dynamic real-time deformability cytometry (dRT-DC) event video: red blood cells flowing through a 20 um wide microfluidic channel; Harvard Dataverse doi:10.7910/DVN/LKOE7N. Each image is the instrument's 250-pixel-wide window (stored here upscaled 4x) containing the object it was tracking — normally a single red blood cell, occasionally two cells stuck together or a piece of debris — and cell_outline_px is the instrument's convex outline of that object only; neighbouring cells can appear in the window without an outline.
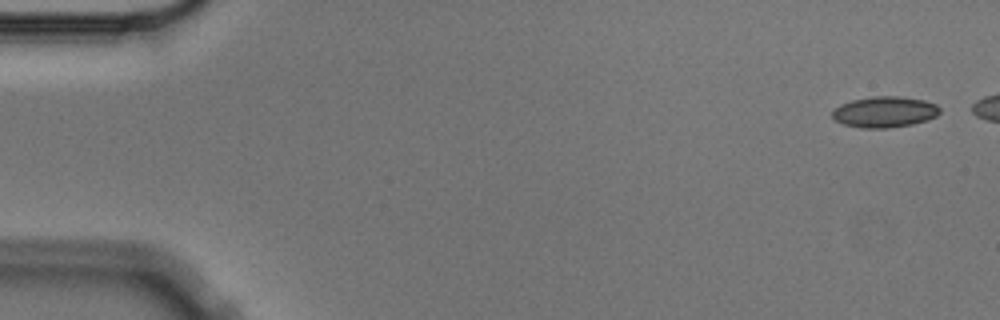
{"species": "Egyptian fruit bat (a non-hibernating species)", "species_latin": "Rousettus aegyptiacus", "temperature_condition": "cold", "stored_images_in_passage": 6, "camera_frame_rate_fps": 3000, "um_per_image_px": 0.085, "animal": {"sex": "male"}, "frame": {"image": 1, "passage_image": 1, "time_ms": 0.0, "image_size_px": [1000, 320], "cell_outline_px": [[940, 112], [936, 116], [928, 120], [912, 124], [888, 128], [860, 128], [844, 124], [836, 120], [832, 116], [832, 112], [840, 104], [852, 100], [872, 96], [900, 96], [924, 100], [936, 104], [940, 108]], "centroid_in_image_um": [75.21, 9.51], "position_along_channel_um": 9.8, "area_um2": 19.42}}
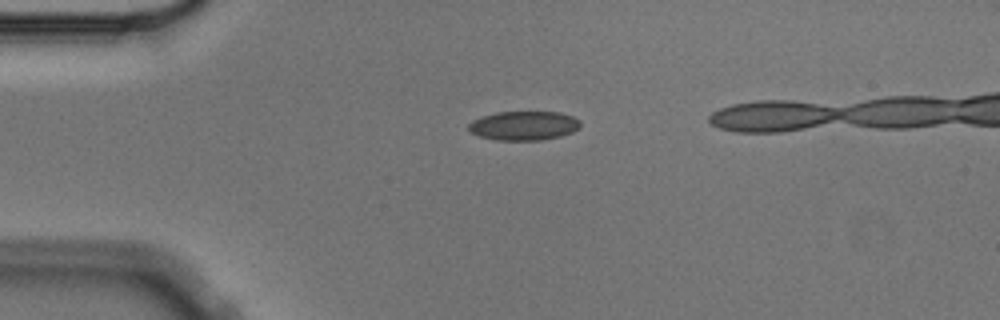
{"frame": {"image": 2, "passage_image": 4, "time_ms": 1.0, "image_size_px": [1000, 320], "cell_outline_px": [[580, 128], [572, 132], [560, 136], [540, 140], [496, 140], [480, 136], [472, 132], [468, 128], [468, 124], [472, 120], [480, 116], [496, 112], [560, 112], [572, 116], [580, 120]], "centroid_in_image_um": [44.52, 10.67], "position_along_channel_um": 40.5, "area_um2": 19.02}}